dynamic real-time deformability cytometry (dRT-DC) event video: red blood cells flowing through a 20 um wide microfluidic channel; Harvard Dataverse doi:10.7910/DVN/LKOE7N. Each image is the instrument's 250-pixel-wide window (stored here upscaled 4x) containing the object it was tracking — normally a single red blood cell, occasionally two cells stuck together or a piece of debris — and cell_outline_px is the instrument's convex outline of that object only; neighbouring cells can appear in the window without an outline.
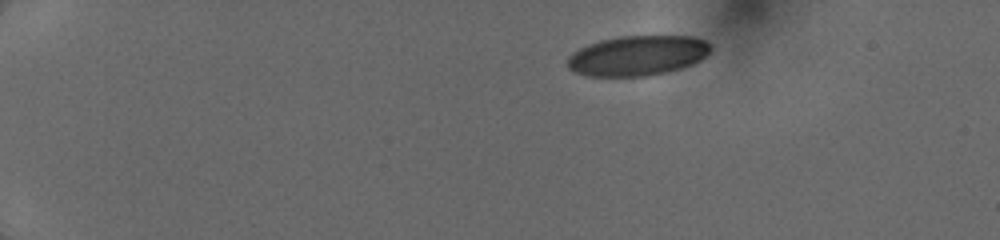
{"species": "human", "species_latin": "Homo sapiens", "temperature_condition": "cold", "stored_images_in_passage": 35, "camera_frame_rate_fps": 3000, "um_per_image_px": 0.085, "donor": {"sex": "female"}, "frame": {"image": 1, "passage_image": 1, "time_ms": 0.0, "image_size_px": [1000, 240], "cell_outline_px": [[712, 48], [700, 60], [692, 64], [680, 68], [648, 76], [584, 76], [568, 68], [568, 56], [572, 52], [588, 44], [600, 40], [620, 36], [692, 36], [704, 40]], "centroid_in_image_um": [54.15, 4.72], "position_along_channel_um": 30.8, "area_um2": 33.29}}
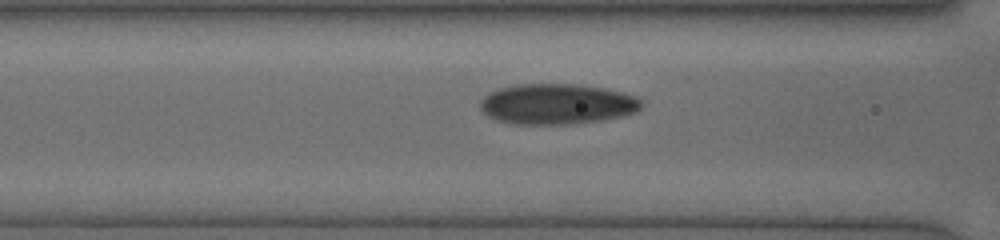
{"frame": {"image": 2, "passage_image": 23, "time_ms": 4.667, "image_size_px": [1000, 240], "cell_outline_px": [[640, 108], [636, 112], [620, 116], [600, 120], [572, 124], [508, 124], [496, 120], [488, 116], [480, 108], [480, 100], [484, 96], [500, 88], [512, 84], [576, 84], [604, 88], [636, 96], [640, 100]], "centroid_in_image_um": [47.29, 8.84], "position_along_channel_um": 119.3, "area_um2": 38.03}}
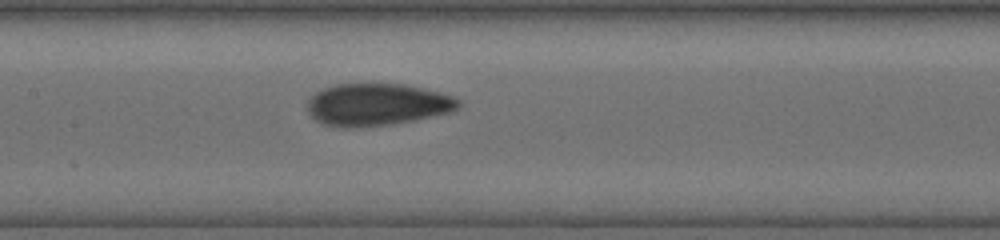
{"frame": {"image": 3, "passage_image": 31, "time_ms": 6.0, "image_size_px": [1000, 240], "cell_outline_px": [[460, 104], [456, 108], [448, 112], [412, 120], [392, 124], [348, 128], [340, 128], [320, 124], [308, 112], [308, 100], [316, 92], [324, 88], [336, 84], [404, 84], [424, 88], [456, 96], [460, 100]], "centroid_in_image_um": [32.03, 8.89], "position_along_channel_um": 175.4, "area_um2": 37.11}}